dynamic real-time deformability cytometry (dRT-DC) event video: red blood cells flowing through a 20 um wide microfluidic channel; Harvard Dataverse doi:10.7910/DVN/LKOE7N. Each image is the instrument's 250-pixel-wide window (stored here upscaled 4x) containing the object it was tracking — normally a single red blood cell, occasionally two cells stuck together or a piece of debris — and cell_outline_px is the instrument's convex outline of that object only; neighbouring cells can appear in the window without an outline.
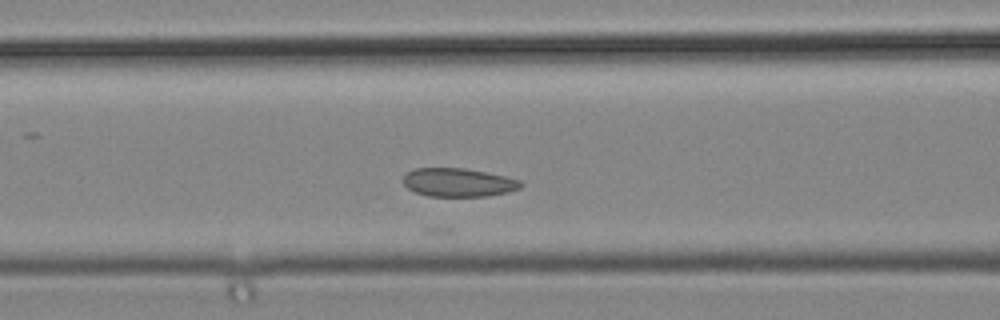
{"species": "common noctule bat (a hibernating species)", "species_latin": "Nyctalus noctula", "temperature_condition": "cold", "stored_images_in_passage": 17, "camera_frame_rate_fps": 3000, "um_per_image_px": 0.085, "animal": {"sex": "male", "body_mass_g": 19.2, "forearm_length_mm": 51.8}, "frame": {"image": 1, "passage_image": 12, "time_ms": 3.667, "image_size_px": [1000, 320], "cell_outline_px": [[524, 184], [520, 188], [508, 192], [488, 196], [428, 196], [416, 192], [408, 188], [404, 184], [404, 176], [408, 172], [416, 168], [464, 168], [504, 176], [520, 180]], "centroid_in_image_um": [38.98, 15.51], "position_along_channel_um": 127.6, "area_um2": 19.36}}